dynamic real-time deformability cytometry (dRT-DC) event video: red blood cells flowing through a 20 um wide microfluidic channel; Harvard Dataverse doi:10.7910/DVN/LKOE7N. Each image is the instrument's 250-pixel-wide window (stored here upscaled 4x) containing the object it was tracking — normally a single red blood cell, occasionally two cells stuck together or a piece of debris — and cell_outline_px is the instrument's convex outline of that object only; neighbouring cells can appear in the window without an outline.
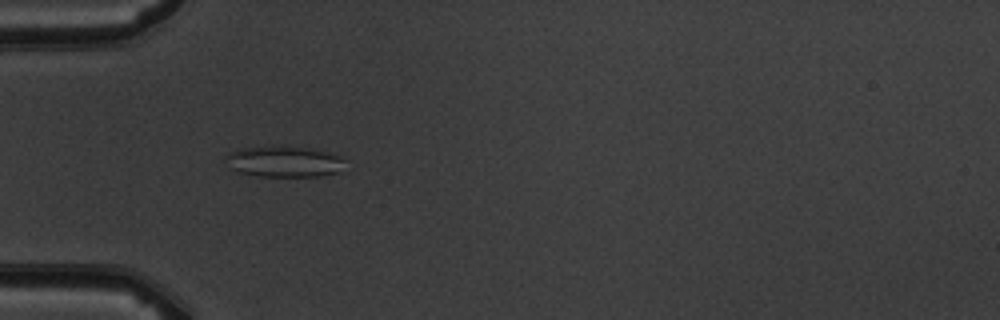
{"species": "common noctule bat (a hibernating species)", "species_latin": "Nyctalus noctula", "temperature_condition": "warm", "stored_images_in_passage": 10, "camera_frame_rate_fps": 3000, "um_per_image_px": 0.085, "animal": {"sex": "male", "body_mass_g": 19.5, "forearm_length_mm": 54.6}, "frame": {"image": 1, "passage_image": 5, "time_ms": 5.333, "image_size_px": [1000, 320], "cell_outline_px": [[344, 160], [340, 172], [320, 176], [260, 176], [240, 172], [228, 168], [224, 156], [240, 148], [268, 144], [272, 144], [304, 148], [324, 152], [340, 156]], "centroid_in_image_um": [24.07, 13.71], "position_along_channel_um": 60.9, "area_um2": 21.73}}
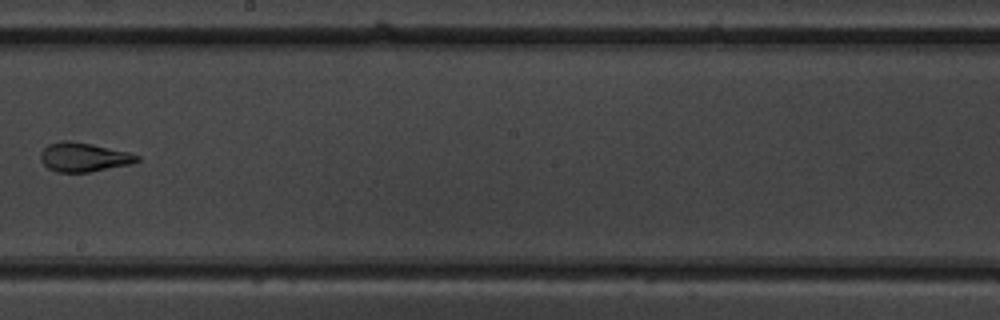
{"frame": {"image": 2, "passage_image": 9, "time_ms": 10.0, "image_size_px": [1000, 320], "cell_outline_px": [[140, 160], [132, 164], [88, 172], [56, 172], [48, 168], [40, 160], [40, 152], [48, 144], [60, 140], [64, 140], [92, 144], [128, 152], [140, 156]], "centroid_in_image_um": [7.1, 13.36], "position_along_channel_um": 241.1, "area_um2": 16.36}}
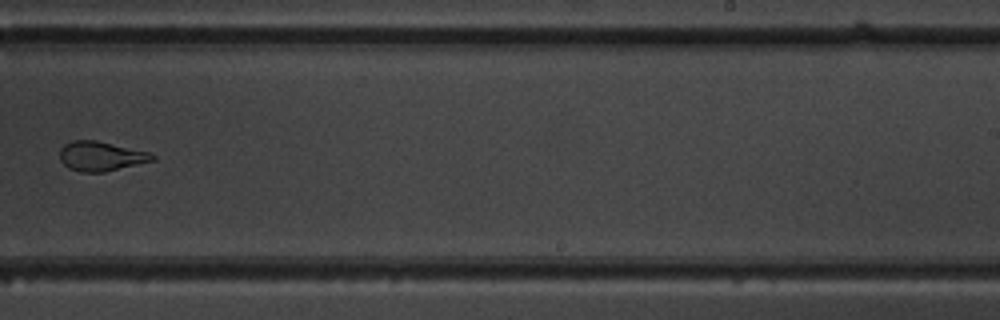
{"frame": {"image": 3, "passage_image": 10, "time_ms": 11.0, "image_size_px": [1000, 320], "cell_outline_px": [[156, 160], [104, 172], [80, 172], [68, 168], [60, 160], [60, 148], [64, 144], [72, 140], [96, 140], [148, 152], [156, 156]], "centroid_in_image_um": [8.56, 13.28], "position_along_channel_um": 280.4, "area_um2": 15.95}}